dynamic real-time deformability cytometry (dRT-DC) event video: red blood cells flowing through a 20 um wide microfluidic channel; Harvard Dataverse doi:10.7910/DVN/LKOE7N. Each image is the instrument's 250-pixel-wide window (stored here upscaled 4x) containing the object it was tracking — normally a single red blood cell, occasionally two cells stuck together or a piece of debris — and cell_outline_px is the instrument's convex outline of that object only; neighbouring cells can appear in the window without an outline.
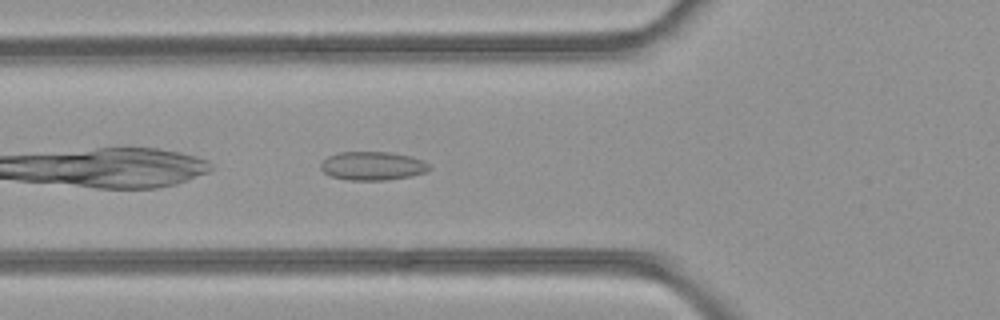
{"species": "common noctule bat (a hibernating species)", "species_latin": "Nyctalus noctula", "temperature_condition": "room temperature", "stored_images_in_passage": 31, "camera_frame_rate_fps": 3000, "um_per_image_px": 0.085, "animal": {"sex": "female", "body_mass_g": 21.9}, "frame": {"image": 1, "passage_image": 3, "time_ms": 0.667, "image_size_px": [1000, 320], "cell_outline_px": [[432, 168], [424, 172], [412, 176], [388, 180], [348, 180], [332, 176], [324, 172], [320, 168], [320, 164], [328, 156], [340, 152], [388, 152], [412, 156], [424, 160]], "centroid_in_image_um": [31.69, 14.1], "position_along_channel_um": 94.1, "area_um2": 18.15}}
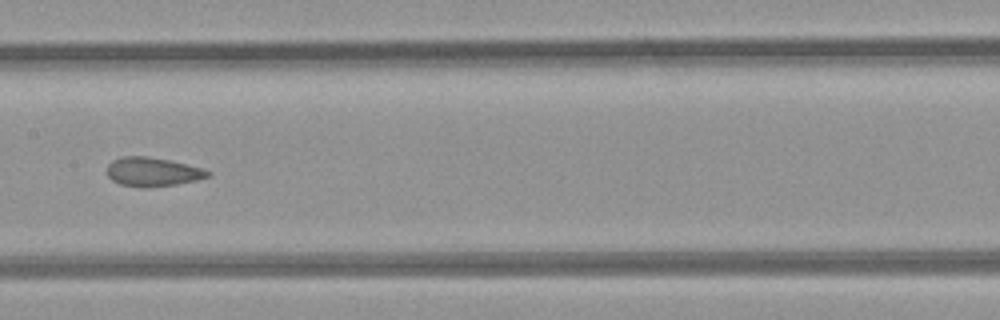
{"frame": {"image": 2, "passage_image": 10, "time_ms": 3.0, "image_size_px": [1000, 320], "cell_outline_px": [[212, 176], [196, 180], [176, 184], [148, 188], [144, 188], [120, 184], [112, 180], [108, 176], [108, 164], [112, 160], [120, 156], [148, 156], [168, 160], [204, 168], [212, 172]], "centroid_in_image_um": [12.99, 14.61], "position_along_channel_um": 194.4, "area_um2": 17.17}}
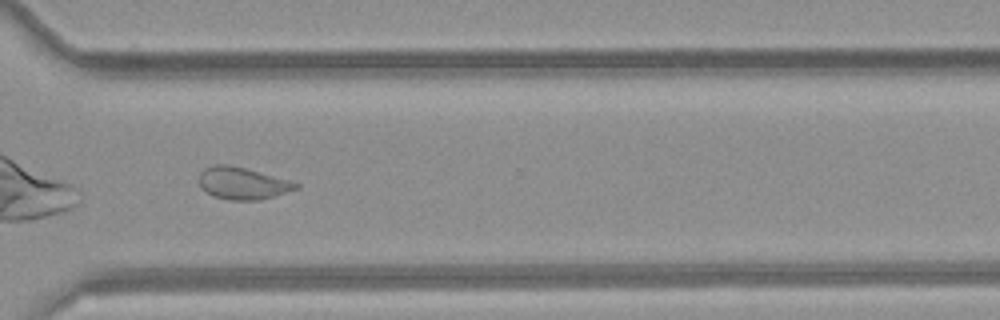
{"frame": {"image": 3, "passage_image": 21, "time_ms": 6.667, "image_size_px": [1000, 320], "cell_outline_px": [[300, 188], [260, 200], [228, 200], [212, 196], [200, 188], [200, 172], [204, 168], [216, 164], [228, 164], [292, 180], [300, 184]], "centroid_in_image_um": [20.63, 15.58], "position_along_channel_um": 350.0, "area_um2": 18.26}, "authors_computed_cell_mechanics": {"area_um2": 17.629, "velocity_mm_per_s": 4.2587, "shape_relaxation_time_tau1_ms": null, "shape_relaxation_time_tau2_ms": 1.4622, "deformation_change_tau1": null, "deformation_change_tau2": 0.0859}}